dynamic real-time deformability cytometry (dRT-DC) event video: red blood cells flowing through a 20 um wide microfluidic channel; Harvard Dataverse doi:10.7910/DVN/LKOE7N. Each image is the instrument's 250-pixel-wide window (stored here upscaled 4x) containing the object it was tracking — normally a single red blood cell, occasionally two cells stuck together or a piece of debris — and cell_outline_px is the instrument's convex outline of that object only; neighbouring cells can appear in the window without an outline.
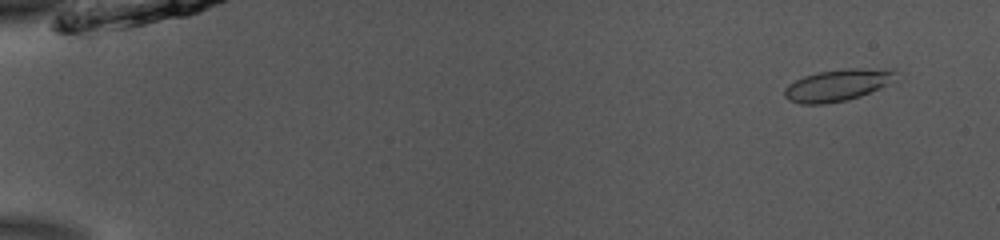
{"species": "common noctule bat (a hibernating species)", "species_latin": "Nyctalus noctula", "temperature_condition": "room temperature", "stored_images_in_passage": 16, "camera_frame_rate_fps": 3000, "um_per_image_px": 0.085, "animal": {"sex": "male", "body_mass_g": 13.0, "forearm_length_mm": 53.1}, "frame": {"image": 1, "passage_image": 4, "time_ms": 1.0, "image_size_px": [1000, 240], "cell_outline_px": [[900, 84], [860, 96], [844, 100], [824, 104], [800, 104], [788, 100], [784, 96], [784, 88], [788, 84], [804, 76], [816, 72], [844, 68], [896, 68], [900, 72]], "centroid_in_image_um": [71.42, 7.21], "position_along_channel_um": 13.6, "area_um2": 21.91}}